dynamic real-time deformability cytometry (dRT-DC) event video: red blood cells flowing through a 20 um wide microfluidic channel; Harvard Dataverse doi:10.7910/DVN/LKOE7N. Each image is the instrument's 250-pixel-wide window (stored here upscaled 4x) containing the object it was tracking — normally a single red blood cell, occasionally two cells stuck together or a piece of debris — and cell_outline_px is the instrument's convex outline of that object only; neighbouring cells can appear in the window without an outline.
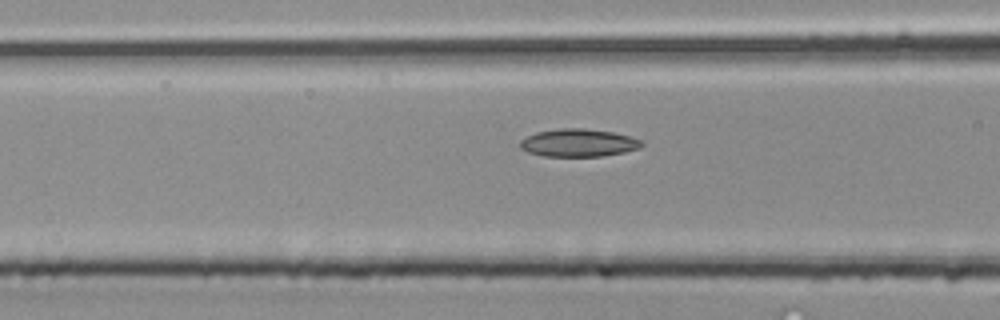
{"species": "common noctule bat (a hibernating species)", "species_latin": "Nyctalus noctula", "temperature_condition": "room temperature", "stored_images_in_passage": 14, "camera_frame_rate_fps": 3000, "um_per_image_px": 0.085, "animal": {"sex": "male", "body_mass_g": 20.4}, "frame": {"image": 1, "passage_image": 12, "time_ms": 3.667, "image_size_px": [1000, 320], "cell_outline_px": [[644, 144], [640, 148], [624, 152], [604, 156], [544, 156], [528, 152], [520, 148], [520, 140], [536, 132], [560, 128], [584, 128], [612, 132], [628, 136], [640, 140]], "centroid_in_image_um": [49.16, 12.14], "position_along_channel_um": 117.4, "area_um2": 19.59}}